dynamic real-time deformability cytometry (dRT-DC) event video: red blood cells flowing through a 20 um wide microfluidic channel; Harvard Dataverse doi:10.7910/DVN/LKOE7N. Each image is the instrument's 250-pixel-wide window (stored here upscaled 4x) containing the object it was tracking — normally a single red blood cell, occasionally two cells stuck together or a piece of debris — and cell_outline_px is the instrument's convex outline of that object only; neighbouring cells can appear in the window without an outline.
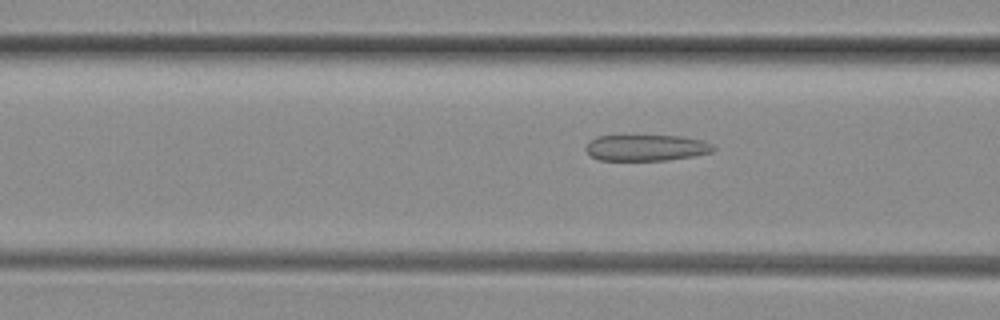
{"species": "common noctule bat (a hibernating species)", "species_latin": "Nyctalus noctula", "temperature_condition": "room temperature", "stored_images_in_passage": 5, "camera_frame_rate_fps": 3000, "um_per_image_px": 0.085, "animal": {"sex": "female", "body_mass_g": 29.2, "forearm_length_mm": 56.3}, "frame": {"image": 1, "passage_image": 5, "time_ms": 1.333, "image_size_px": [1000, 320], "cell_outline_px": [[716, 148], [712, 152], [692, 156], [668, 160], [600, 160], [592, 156], [584, 148], [596, 136], [684, 136], [704, 140], [712, 144]], "centroid_in_image_um": [54.98, 12.55], "position_along_channel_um": 111.6, "area_um2": 19.36}}